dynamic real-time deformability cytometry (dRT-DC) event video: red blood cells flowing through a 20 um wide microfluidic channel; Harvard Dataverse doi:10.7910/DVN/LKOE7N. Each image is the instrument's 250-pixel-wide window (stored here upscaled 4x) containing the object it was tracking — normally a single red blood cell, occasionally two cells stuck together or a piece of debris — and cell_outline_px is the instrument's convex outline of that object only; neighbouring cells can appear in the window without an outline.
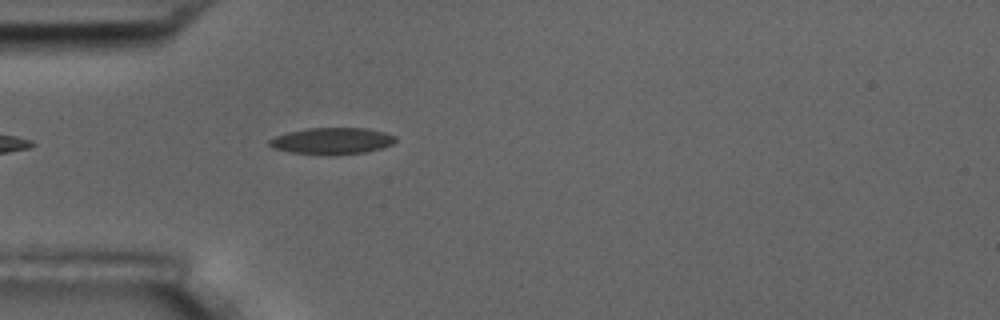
{"species": "common noctule bat (a hibernating species)", "species_latin": "Nyctalus noctula", "temperature_condition": "room temperature", "stored_images_in_passage": 5, "camera_frame_rate_fps": 3000, "um_per_image_px": 0.085, "animal": {"sex": "male", "body_mass_g": 17.5, "forearm_length_mm": 52.3}, "frame": {"image": 1, "passage_image": 5, "time_ms": 4.667, "image_size_px": [1000, 320], "cell_outline_px": [[396, 140], [392, 144], [380, 148], [364, 152], [332, 156], [328, 156], [288, 152], [272, 148], [268, 144], [268, 140], [276, 136], [288, 132], [308, 128], [364, 128], [384, 132], [396, 136]], "centroid_in_image_um": [28.18, 11.99], "position_along_channel_um": 56.8, "area_um2": 19.71}}